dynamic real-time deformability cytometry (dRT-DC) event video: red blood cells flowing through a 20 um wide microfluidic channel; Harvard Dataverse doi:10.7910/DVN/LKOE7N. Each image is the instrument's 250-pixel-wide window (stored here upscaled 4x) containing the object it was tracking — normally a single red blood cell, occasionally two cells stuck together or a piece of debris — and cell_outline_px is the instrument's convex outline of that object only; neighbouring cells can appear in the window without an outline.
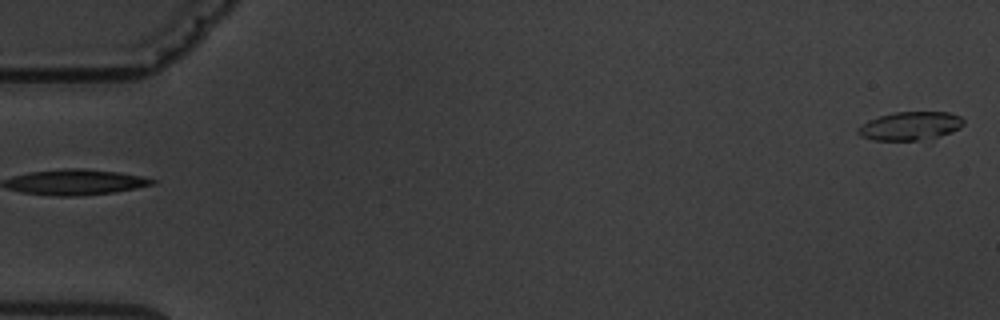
{"species": "common noctule bat (a hibernating species)", "species_latin": "Nyctalus noctula", "temperature_condition": "warm", "stored_images_in_passage": 5, "camera_frame_rate_fps": 3000, "um_per_image_px": 0.085, "animal": {"sex": "male", "body_mass_g": 19.5, "forearm_length_mm": 54.6}, "frame": {"image": 1, "passage_image": 5, "time_ms": 5.667, "image_size_px": [1000, 320], "cell_outline_px": [[964, 124], [960, 128], [952, 132], [936, 136], [916, 140], [872, 140], [860, 136], [856, 132], [856, 128], [868, 120], [880, 116], [896, 112], [948, 112], [960, 116], [964, 120]], "centroid_in_image_um": [77.34, 10.7], "position_along_channel_um": 7.7, "area_um2": 17.4}}